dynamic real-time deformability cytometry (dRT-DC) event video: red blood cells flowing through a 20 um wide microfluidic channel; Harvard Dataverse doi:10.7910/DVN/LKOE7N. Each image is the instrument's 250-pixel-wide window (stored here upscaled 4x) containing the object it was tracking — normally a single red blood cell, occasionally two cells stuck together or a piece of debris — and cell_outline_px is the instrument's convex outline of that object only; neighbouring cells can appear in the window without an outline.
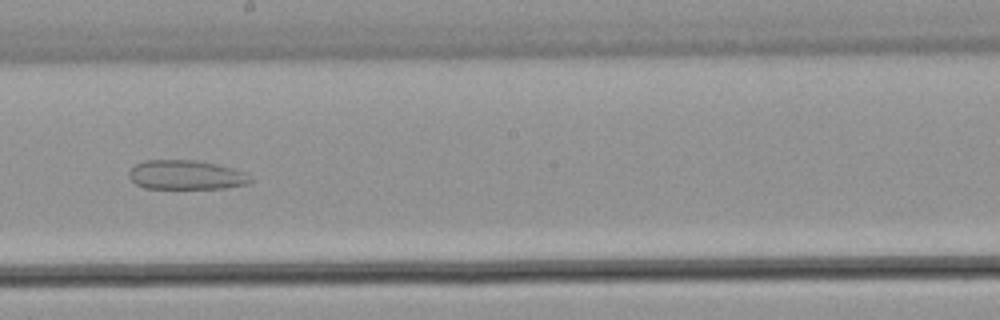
{"species": "common noctule bat (a hibernating species)", "species_latin": "Nyctalus noctula", "temperature_condition": "warm", "stored_images_in_passage": 36, "camera_frame_rate_fps": 3000, "um_per_image_px": 0.085, "animal": {"sex": "male", "body_mass_g": 21.5, "forearm_length_mm": 52.0}, "frame": {"image": 1, "passage_image": 20, "time_ms": 6.333, "image_size_px": [1000, 320], "cell_outline_px": [[252, 184], [224, 188], [144, 188], [136, 184], [128, 176], [128, 172], [136, 164], [144, 160], [196, 160], [216, 164], [232, 168], [244, 172], [252, 176]], "centroid_in_image_um": [15.85, 14.87], "position_along_channel_um": 232.4, "area_um2": 20.87}}
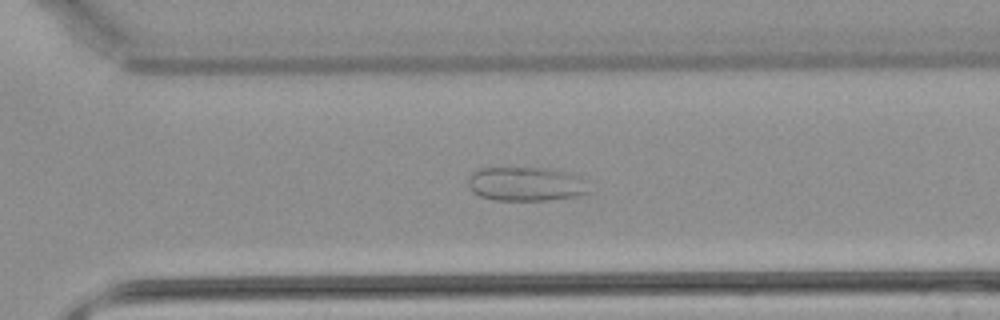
{"frame": {"image": 2, "passage_image": 25, "time_ms": 8.0, "image_size_px": [1000, 320], "cell_outline_px": [[592, 192], [576, 196], [548, 200], [492, 200], [480, 196], [472, 192], [468, 184], [468, 176], [472, 172], [480, 168], [548, 168], [572, 172], [580, 176]], "centroid_in_image_um": [44.72, 15.63], "position_along_channel_um": 325.9, "area_um2": 24.33}}
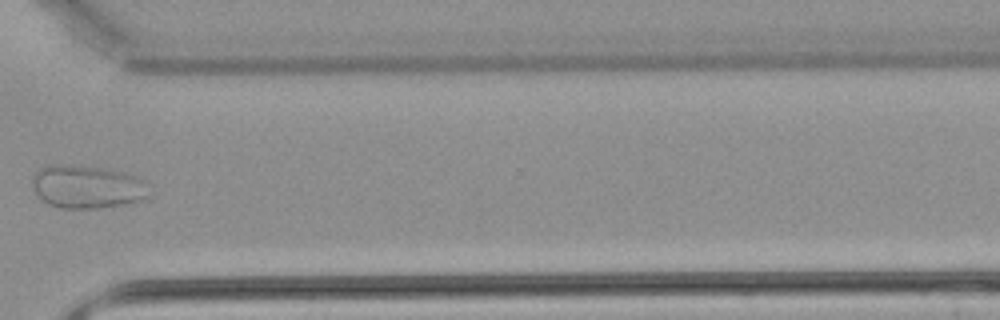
{"frame": {"image": 3, "passage_image": 27, "time_ms": 8.667, "image_size_px": [1000, 320], "cell_outline_px": [[148, 196], [140, 200], [100, 208], [56, 208], [48, 204], [36, 192], [32, 184], [32, 176], [44, 164], [72, 164], [108, 168], [124, 172], [136, 176], [140, 180]], "centroid_in_image_um": [7.31, 15.84], "position_along_channel_um": 363.3, "area_um2": 29.19}}